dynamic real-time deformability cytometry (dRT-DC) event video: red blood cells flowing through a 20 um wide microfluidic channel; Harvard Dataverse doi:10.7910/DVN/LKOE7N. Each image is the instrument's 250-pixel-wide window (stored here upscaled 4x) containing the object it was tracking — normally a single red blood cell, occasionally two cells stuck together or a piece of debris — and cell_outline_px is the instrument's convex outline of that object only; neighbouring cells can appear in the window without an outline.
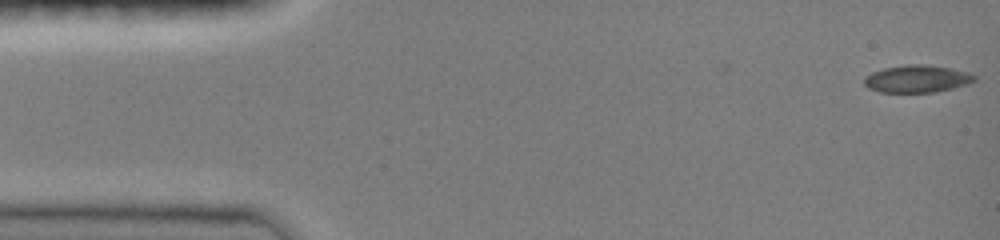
{"species": "common noctule bat (a hibernating species)", "species_latin": "Nyctalus noctula", "temperature_condition": "room temperature", "stored_images_in_passage": 21, "camera_frame_rate_fps": 3000, "um_per_image_px": 0.085, "animal": {"sex": "female", "body_mass_g": 19.0, "forearm_length_mm": 51.5}, "frame": {"image": 1, "passage_image": 1, "time_ms": 0.0, "image_size_px": [1000, 240], "cell_outline_px": [[976, 80], [968, 84], [936, 92], [880, 92], [868, 88], [864, 84], [864, 76], [872, 72], [884, 68], [908, 64], [924, 64], [952, 68], [968, 72], [976, 76]], "centroid_in_image_um": [77.95, 6.69], "position_along_channel_um": 7.1, "area_um2": 17.69}}
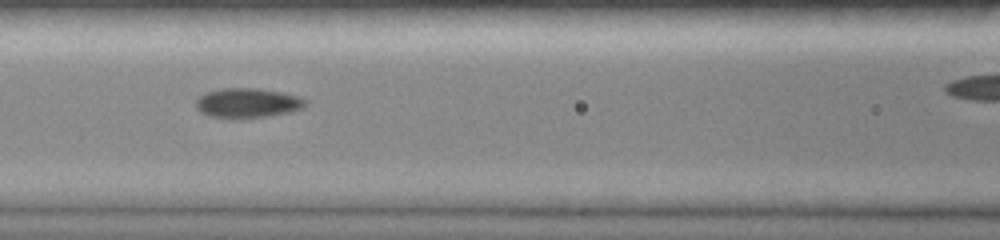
{"frame": {"image": 2, "passage_image": 13, "time_ms": 4.0, "image_size_px": [1000, 240], "cell_outline_px": [[308, 104], [304, 108], [292, 112], [268, 116], [240, 120], [232, 120], [208, 116], [200, 112], [196, 108], [196, 100], [204, 92], [220, 88], [260, 88], [284, 92], [300, 96]], "centroid_in_image_um": [21.04, 8.77], "position_along_channel_um": 145.6, "area_um2": 19.77}}
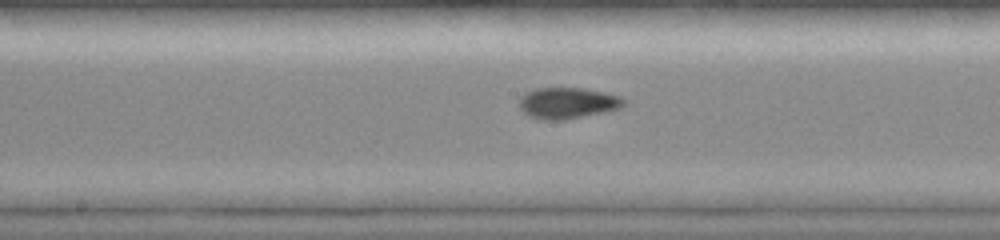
{"frame": {"image": 3, "passage_image": 16, "time_ms": 5.0, "image_size_px": [1000, 240], "cell_outline_px": [[628, 100], [620, 108], [604, 112], [564, 120], [544, 120], [528, 116], [520, 108], [520, 96], [536, 88], [584, 88], [604, 92], [620, 96]], "centroid_in_image_um": [48.26, 8.76], "position_along_channel_um": 199.9, "area_um2": 19.02}}